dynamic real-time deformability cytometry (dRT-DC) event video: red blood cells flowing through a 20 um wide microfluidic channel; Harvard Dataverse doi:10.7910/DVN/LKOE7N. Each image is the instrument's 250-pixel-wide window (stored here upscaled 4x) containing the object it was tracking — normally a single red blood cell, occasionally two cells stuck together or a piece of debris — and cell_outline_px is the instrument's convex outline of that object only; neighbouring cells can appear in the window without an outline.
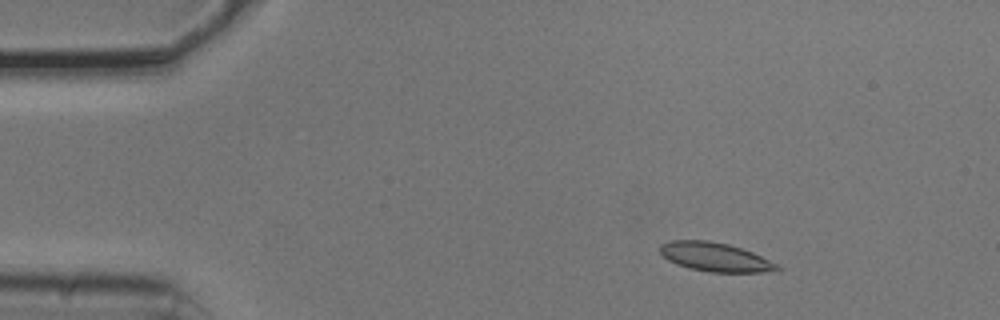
{"species": "common noctule bat (a hibernating species)", "species_latin": "Nyctalus noctula", "temperature_condition": "cold", "stored_images_in_passage": 4, "camera_frame_rate_fps": 3000, "um_per_image_px": 0.085, "animal": {"sex": "male", "body_mass_g": 20.5, "forearm_length_mm": 52.5}, "frame": {"image": 1, "passage_image": 2, "time_ms": 0.333, "image_size_px": [1000, 320], "cell_outline_px": [[784, 268], [780, 272], [712, 272], [692, 268], [668, 260], [660, 252], [660, 244], [672, 240], [708, 240], [728, 244], [752, 252], [780, 264]], "centroid_in_image_um": [60.9, 21.85], "position_along_channel_um": 24.1, "area_um2": 19.77}}